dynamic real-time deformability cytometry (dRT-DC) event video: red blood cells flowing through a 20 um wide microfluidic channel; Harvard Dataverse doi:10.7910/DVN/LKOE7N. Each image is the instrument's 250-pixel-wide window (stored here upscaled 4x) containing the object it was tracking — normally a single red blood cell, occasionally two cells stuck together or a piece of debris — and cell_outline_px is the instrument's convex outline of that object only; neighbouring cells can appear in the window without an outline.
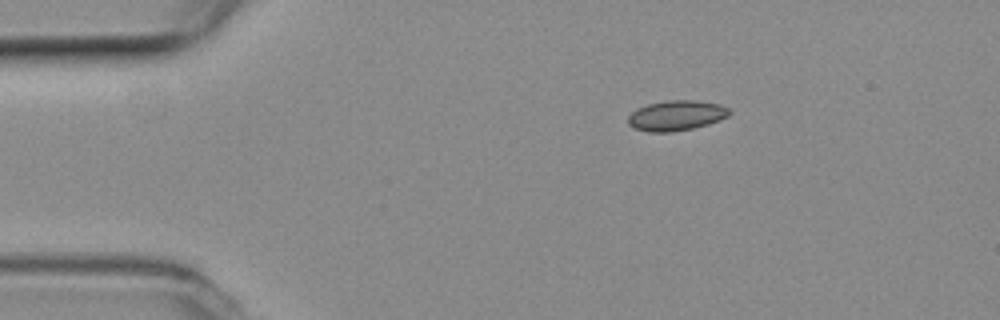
{"species": "common noctule bat (a hibernating species)", "species_latin": "Nyctalus noctula", "temperature_condition": "room temperature", "stored_images_in_passage": 45, "camera_frame_rate_fps": 3000, "um_per_image_px": 0.085, "animal": {"sex": "female", "body_mass_g": 19.3, "forearm_length_mm": 54.1}, "frame": {"image": 1, "passage_image": 1, "time_ms": 0.0, "image_size_px": [1000, 320], "cell_outline_px": [[732, 112], [728, 116], [708, 124], [692, 128], [672, 132], [648, 132], [636, 128], [628, 124], [628, 116], [636, 108], [648, 104], [668, 100], [692, 100], [720, 104], [728, 108]], "centroid_in_image_um": [57.48, 9.81], "position_along_channel_um": 27.5, "area_um2": 17.74}}
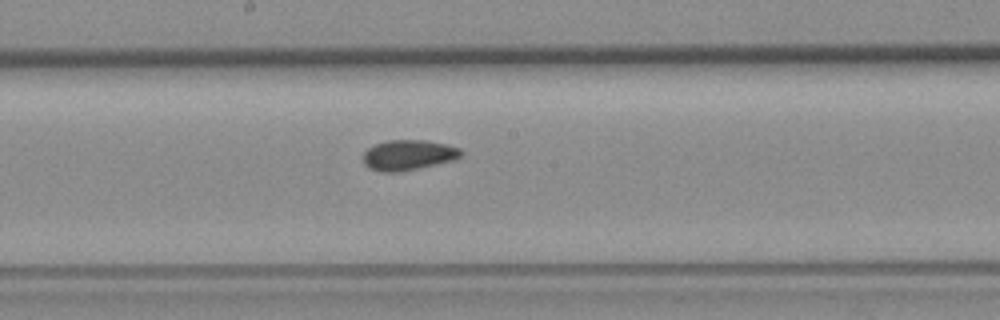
{"frame": {"image": 2, "passage_image": 20, "time_ms": 6.333, "image_size_px": [1000, 320], "cell_outline_px": [[464, 156], [456, 160], [400, 172], [380, 172], [368, 168], [364, 164], [360, 156], [368, 148], [376, 144], [388, 140], [424, 140], [444, 144], [460, 148], [464, 152]], "centroid_in_image_um": [34.71, 13.19], "position_along_channel_um": 213.5, "area_um2": 17.63}}
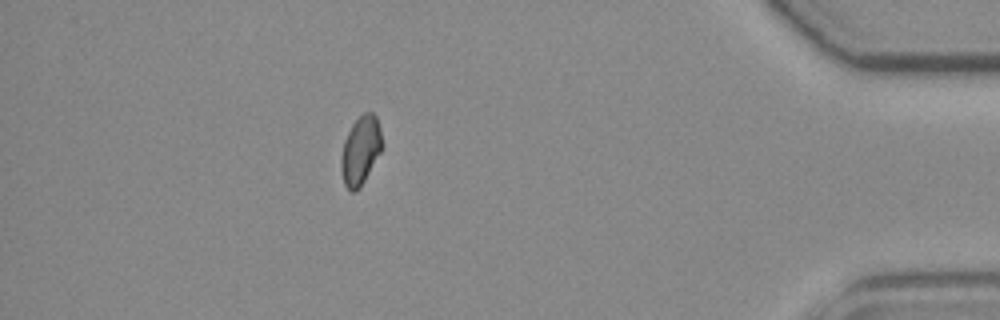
{"frame": {"image": 3, "passage_image": 39, "time_ms": 12.667, "image_size_px": [1000, 320], "cell_outline_px": [[380, 152], [360, 188], [356, 192], [352, 192], [344, 184], [340, 168], [340, 160], [344, 140], [352, 124], [364, 112], [372, 112], [376, 116], [380, 128]], "centroid_in_image_um": [30.61, 12.8], "position_along_channel_um": 404.6, "area_um2": 16.07}, "authors_computed_cell_mechanics": {"area_um2": 16.9354, "velocity_mm_per_s": 3.835, "shape_relaxation_time_tau1_ms": null, "shape_relaxation_time_tau2_ms": 3.4074, "deformation_change_tau1": null, "deformation_change_tau2": 0.0565}}